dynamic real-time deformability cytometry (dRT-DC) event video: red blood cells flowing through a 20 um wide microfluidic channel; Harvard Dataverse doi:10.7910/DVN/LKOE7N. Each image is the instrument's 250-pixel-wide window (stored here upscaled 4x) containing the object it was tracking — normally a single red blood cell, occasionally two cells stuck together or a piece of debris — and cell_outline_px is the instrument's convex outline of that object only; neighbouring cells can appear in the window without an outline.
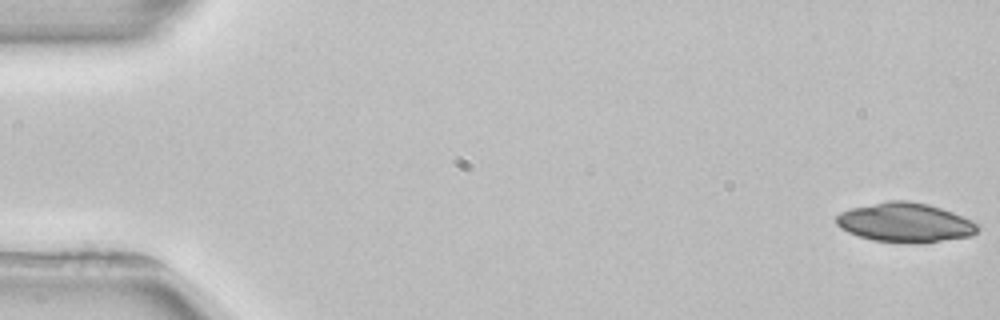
{"species": "common noctule bat (a hibernating species)", "species_latin": "Nyctalus noctula", "temperature_condition": "room temperature", "stored_images_in_passage": 4, "camera_frame_rate_fps": 3000, "um_per_image_px": 0.085, "animal": {"sex": "female", "body_mass_g": 22.7, "forearm_length_mm": 54.2}, "frame": {"image": 1, "passage_image": 1, "time_ms": 0.0, "image_size_px": [1000, 320], "cell_outline_px": [[980, 228], [972, 236], [912, 244], [908, 244], [872, 240], [848, 232], [840, 228], [836, 224], [836, 216], [840, 212], [852, 208], [888, 200], [908, 200], [928, 204], [952, 212], [972, 220]], "centroid_in_image_um": [76.92, 18.92], "position_along_channel_um": 8.1, "area_um2": 32.43}}